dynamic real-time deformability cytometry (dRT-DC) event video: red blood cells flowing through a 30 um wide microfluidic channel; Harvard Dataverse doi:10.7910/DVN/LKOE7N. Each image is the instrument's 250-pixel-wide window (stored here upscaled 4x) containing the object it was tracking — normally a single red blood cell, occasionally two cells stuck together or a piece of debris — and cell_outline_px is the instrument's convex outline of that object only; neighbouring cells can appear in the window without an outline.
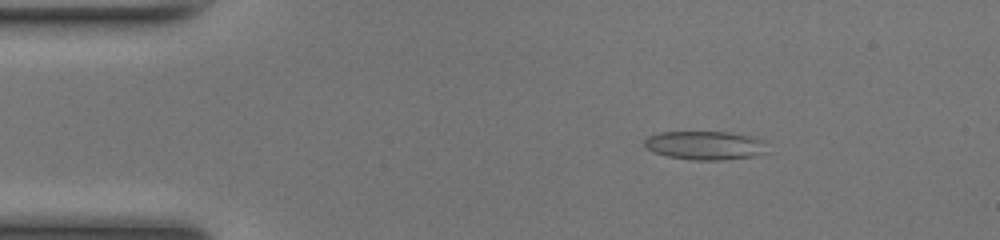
{"species": "common noctule bat (a hibernating species)", "species_latin": "Nyctalus noctula", "temperature_condition": "room temperature", "stored_images_in_passage": 49, "camera_frame_rate_fps": 3000, "um_per_image_px": 0.085, "animal": {"sex": "female", "body_mass_g": 17.0, "forearm_length_mm": 48.0}, "frame": {"image": 1, "passage_image": 8, "time_ms": 2.333, "image_size_px": [1000, 240], "cell_outline_px": [[764, 152], [752, 156], [724, 160], [692, 160], [668, 156], [652, 152], [644, 148], [644, 140], [648, 136], [660, 132], [732, 132], [752, 136], [764, 140]], "centroid_in_image_um": [59.87, 12.35], "position_along_channel_um": 25.1, "area_um2": 20.58}}
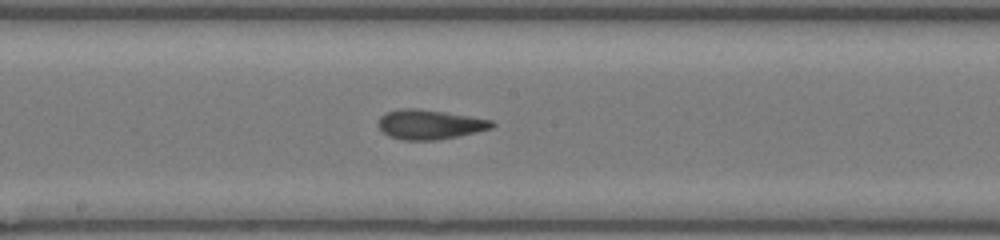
{"frame": {"image": 2, "passage_image": 26, "time_ms": 8.333, "image_size_px": [1000, 240], "cell_outline_px": [[496, 124], [492, 128], [476, 132], [436, 140], [404, 140], [388, 136], [376, 124], [380, 116], [388, 112], [404, 108], [416, 108], [444, 112], [492, 120]], "centroid_in_image_um": [36.5, 10.58], "position_along_channel_um": 211.7, "area_um2": 19.42}}
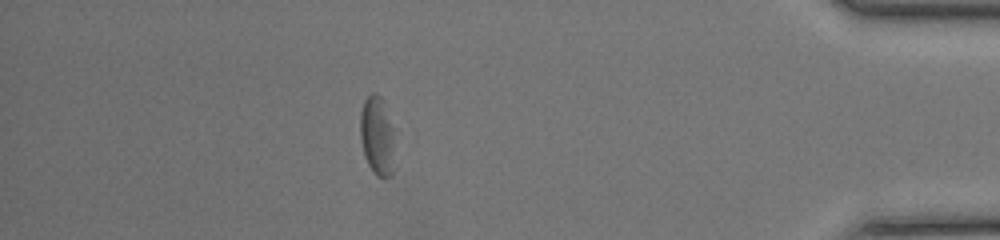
{"frame": {"image": 3, "passage_image": 43, "time_ms": 14.0, "image_size_px": [1000, 240], "cell_outline_px": [[396, 168], [392, 176], [376, 176], [372, 172], [364, 156], [360, 140], [360, 112], [364, 100], [372, 92], [376, 92], [384, 100], [396, 128]], "centroid_in_image_um": [32.14, 11.56], "position_along_channel_um": 403.1, "area_um2": 17.4}, "authors_computed_cell_mechanics": {"area_um2": 19.3052, "velocity_mm_per_s": 4.2262, "shape_relaxation_time_tau1_ms": 4.9692, "shape_relaxation_time_tau2_ms": 2.4452, "deformation_change_tau1": 0.1489, "deformation_change_tau2": 0.1196}}